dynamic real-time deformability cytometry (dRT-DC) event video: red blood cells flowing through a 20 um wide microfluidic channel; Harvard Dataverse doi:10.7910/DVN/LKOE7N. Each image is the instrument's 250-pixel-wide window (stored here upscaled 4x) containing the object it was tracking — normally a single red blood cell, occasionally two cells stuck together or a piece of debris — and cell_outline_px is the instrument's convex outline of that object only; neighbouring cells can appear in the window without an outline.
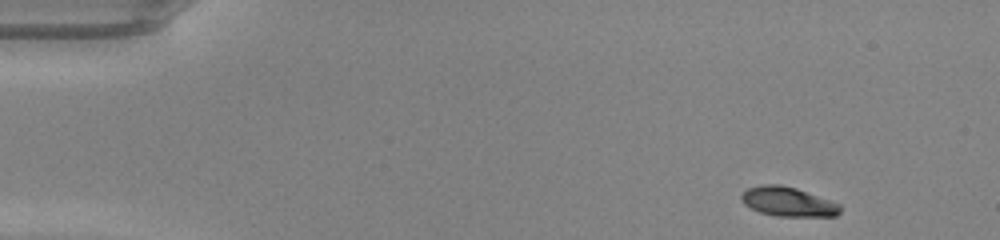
{"species": "common noctule bat (a hibernating species)", "species_latin": "Nyctalus noctula", "temperature_condition": "warm", "stored_images_in_passage": 44, "camera_frame_rate_fps": 3000, "um_per_image_px": 0.085, "animal": {"sex": "male", "body_mass_g": 20.0, "forearm_length_mm": 53.3}, "frame": {"image": 1, "passage_image": 1, "time_ms": 0.0, "image_size_px": [1000, 240], "cell_outline_px": [[840, 212], [836, 216], [776, 216], [760, 212], [744, 204], [740, 200], [740, 196], [748, 188], [764, 184], [780, 184], [796, 188], [840, 204]], "centroid_in_image_um": [66.96, 17.14], "position_along_channel_um": 18.0, "area_um2": 16.76}}
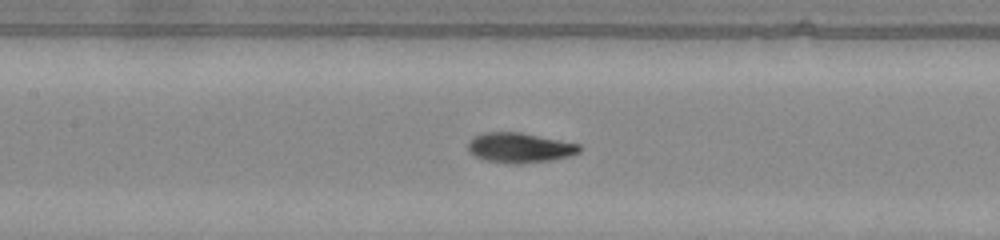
{"frame": {"image": 2, "passage_image": 19, "time_ms": 6.0, "image_size_px": [1000, 240], "cell_outline_px": [[580, 152], [568, 156], [552, 160], [520, 164], [504, 164], [484, 160], [476, 156], [468, 148], [468, 140], [472, 136], [484, 132], [520, 132], [580, 144]], "centroid_in_image_um": [44.14, 12.56], "position_along_channel_um": 163.3, "area_um2": 19.59}}
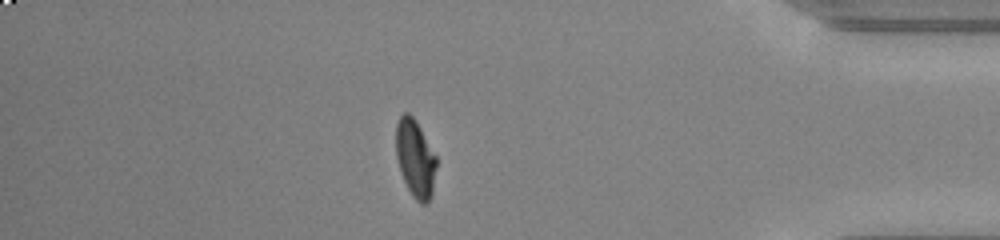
{"frame": {"image": 3, "passage_image": 38, "time_ms": 12.333, "image_size_px": [1000, 240], "cell_outline_px": [[436, 168], [432, 196], [428, 204], [420, 204], [412, 196], [400, 172], [396, 156], [396, 124], [400, 116], [404, 112], [408, 112], [416, 120], [436, 156]], "centroid_in_image_um": [35.3, 13.49], "position_along_channel_um": 399.9, "area_um2": 18.44}, "authors_computed_cell_mechanics": {"area_um2": 18.7272, "velocity_mm_per_s": 4.2907, "shape_relaxation_time_tau1_ms": 4.9551, "shape_relaxation_time_tau2_ms": 0.908, "deformation_change_tau1": 0.2145, "deformation_change_tau2": 0.0528}}